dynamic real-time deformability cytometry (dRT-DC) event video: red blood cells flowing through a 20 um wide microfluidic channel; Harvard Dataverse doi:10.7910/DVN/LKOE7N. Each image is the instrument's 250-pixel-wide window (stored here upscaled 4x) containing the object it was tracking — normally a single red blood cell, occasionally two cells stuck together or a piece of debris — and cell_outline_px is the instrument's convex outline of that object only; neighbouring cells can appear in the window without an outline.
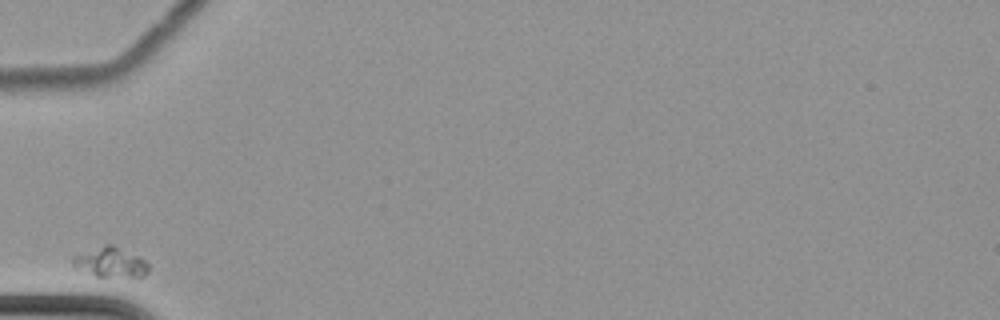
{"species": "common noctule bat (a hibernating species)", "species_latin": "Nyctalus noctula", "temperature_condition": "cold", "stored_images_in_passage": 4, "camera_frame_rate_fps": 3000, "um_per_image_px": 0.085, "animal": {"sex": "female", "body_mass_g": 22.7, "forearm_length_mm": 54.2}, "frame": {"image": 1, "passage_image": 1, "time_ms": 0.0, "image_size_px": [1000, 320], "cell_outline_px": [[148, 272], [144, 276], [96, 276], [72, 268], [72, 256], [104, 244], [112, 244], [140, 256], [148, 264]], "centroid_in_image_um": [9.35, 22.28], "position_along_channel_um": 75.7, "area_um2": 13.29}}
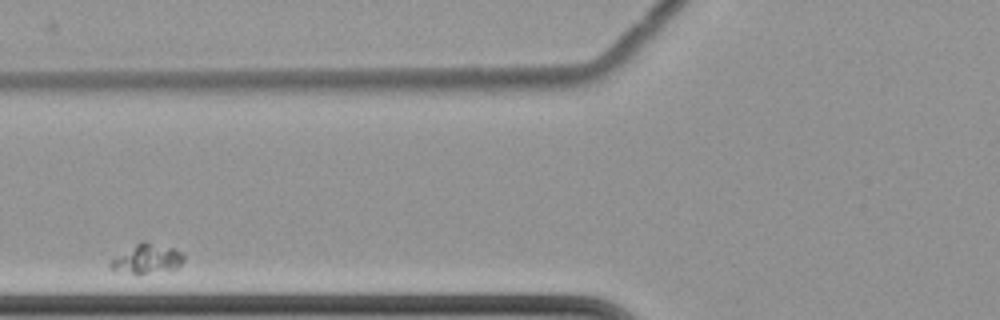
{"frame": {"image": 2, "passage_image": 2, "time_ms": 1.333, "image_size_px": [1000, 320], "cell_outline_px": [[184, 260], [176, 268], [136, 276], [112, 268], [108, 264], [112, 260], [136, 244], [144, 240], [172, 248], [184, 252]], "centroid_in_image_um": [12.54, 22.02], "position_along_channel_um": 113.3, "area_um2": 12.43}}
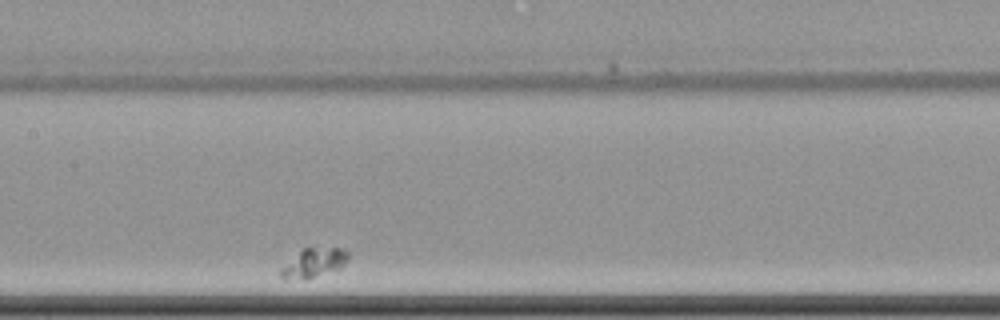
{"frame": {"image": 3, "passage_image": 4, "time_ms": 3.667, "image_size_px": [1000, 320], "cell_outline_px": [[348, 260], [340, 268], [312, 276], [284, 280], [280, 276], [280, 268], [304, 248], [340, 248], [348, 252]], "centroid_in_image_um": [26.66, 22.32], "position_along_channel_um": 180.7, "area_um2": 10.87}}